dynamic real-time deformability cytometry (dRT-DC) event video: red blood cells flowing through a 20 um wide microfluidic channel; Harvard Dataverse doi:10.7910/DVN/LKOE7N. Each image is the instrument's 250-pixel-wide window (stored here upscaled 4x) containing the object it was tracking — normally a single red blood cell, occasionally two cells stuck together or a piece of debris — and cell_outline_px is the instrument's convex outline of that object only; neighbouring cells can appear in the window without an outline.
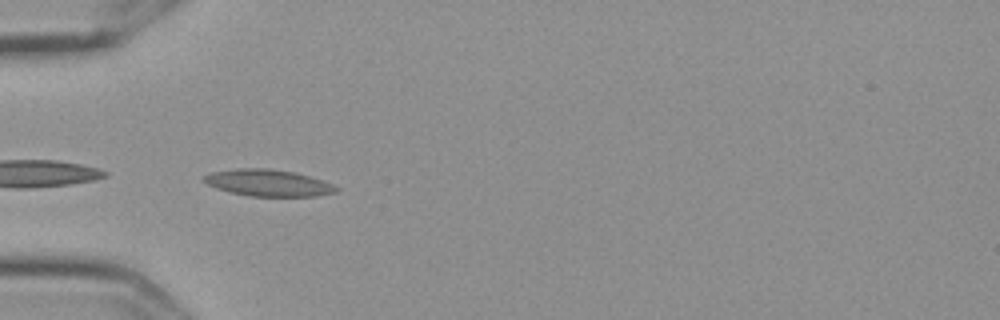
{"species": "Egyptian fruit bat (a non-hibernating species)", "species_latin": "Rousettus aegyptiacus", "temperature_condition": "cold", "stored_images_in_passage": 27, "camera_frame_rate_fps": 3000, "um_per_image_px": 0.085, "frame": {"image": 1, "passage_image": 1, "time_ms": 0.0, "image_size_px": [1000, 320], "cell_outline_px": [[340, 188], [336, 192], [316, 196], [248, 196], [228, 192], [216, 188], [200, 180], [200, 176], [208, 172], [236, 168], [268, 168], [296, 172], [332, 184]], "centroid_in_image_um": [22.7, 15.53], "position_along_channel_um": 62.3, "area_um2": 20.87}}
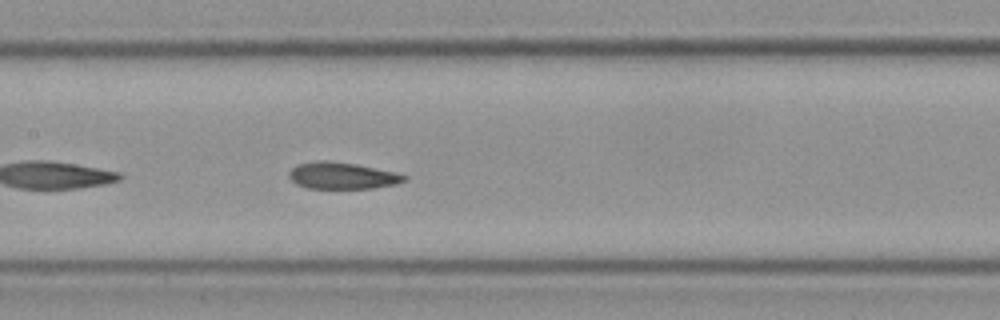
{"frame": {"image": 2, "passage_image": 11, "time_ms": 3.333, "image_size_px": [1000, 320], "cell_outline_px": [[408, 176], [404, 180], [396, 184], [372, 188], [308, 188], [296, 184], [288, 176], [288, 172], [296, 164], [320, 160], [328, 160], [356, 164], [396, 172]], "centroid_in_image_um": [29.06, 14.92], "position_along_channel_um": 178.3, "area_um2": 17.92}}
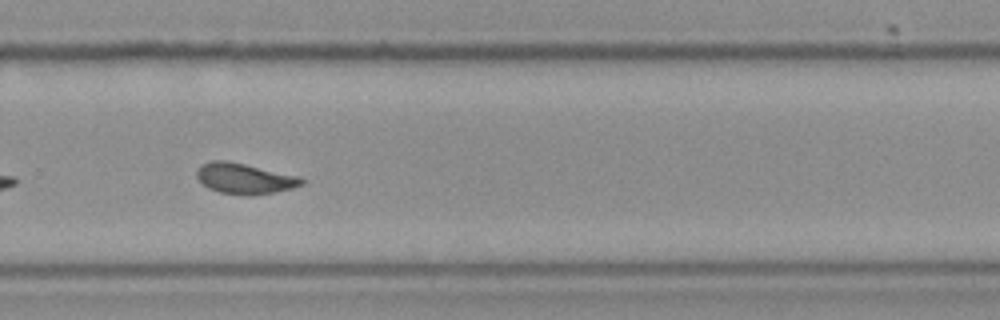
{"frame": {"image": 3, "passage_image": 22, "time_ms": 7.0, "image_size_px": [1000, 320], "cell_outline_px": [[304, 184], [292, 188], [276, 192], [248, 196], [240, 196], [220, 192], [208, 188], [196, 176], [196, 172], [204, 164], [212, 160], [224, 160], [244, 164], [300, 176], [304, 180]], "centroid_in_image_um": [20.82, 15.19], "position_along_channel_um": 309.0, "area_um2": 18.67}, "authors_computed_cell_mechanics": {"area_um2": 18.6116, "velocity_mm_per_s": 3.5775, "shape_relaxation_time_tau1_ms": 6.7449, "shape_relaxation_time_tau2_ms": 1.9309, "deformation_change_tau1": 0.1475, "deformation_change_tau2": 0.0655}}